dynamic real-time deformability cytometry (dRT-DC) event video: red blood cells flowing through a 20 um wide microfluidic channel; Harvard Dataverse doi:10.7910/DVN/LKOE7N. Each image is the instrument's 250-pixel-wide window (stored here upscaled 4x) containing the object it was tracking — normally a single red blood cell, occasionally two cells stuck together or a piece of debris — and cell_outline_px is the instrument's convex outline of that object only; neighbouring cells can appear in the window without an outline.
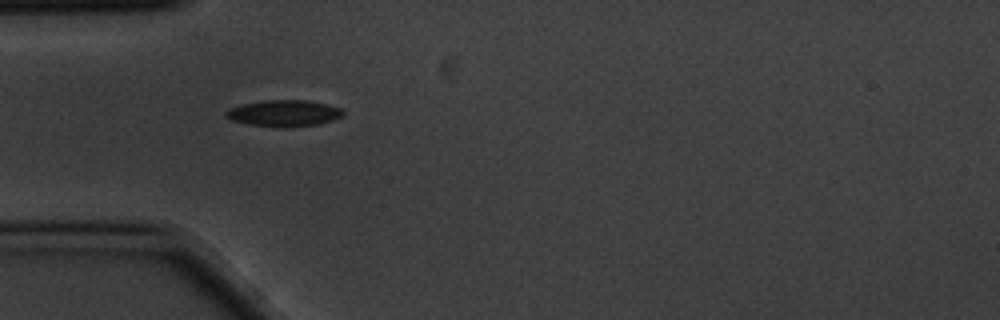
{"species": "common noctule bat (a hibernating species)", "species_latin": "Nyctalus noctula", "temperature_condition": "cold", "stored_images_in_passage": 3, "camera_frame_rate_fps": 3000, "um_per_image_px": 0.085, "animal": {"sex": "male", "body_mass_g": 20.1, "forearm_length_mm": 53.5}, "frame": {"image": 1, "passage_image": 1, "time_ms": 0.0, "image_size_px": [1000, 320], "cell_outline_px": [[344, 116], [320, 124], [248, 124], [232, 120], [224, 116], [224, 112], [228, 108], [240, 104], [264, 100], [304, 100], [324, 104], [340, 108], [344, 112]], "centroid_in_image_um": [24.09, 9.57], "position_along_channel_um": 60.9, "area_um2": 17.11}}